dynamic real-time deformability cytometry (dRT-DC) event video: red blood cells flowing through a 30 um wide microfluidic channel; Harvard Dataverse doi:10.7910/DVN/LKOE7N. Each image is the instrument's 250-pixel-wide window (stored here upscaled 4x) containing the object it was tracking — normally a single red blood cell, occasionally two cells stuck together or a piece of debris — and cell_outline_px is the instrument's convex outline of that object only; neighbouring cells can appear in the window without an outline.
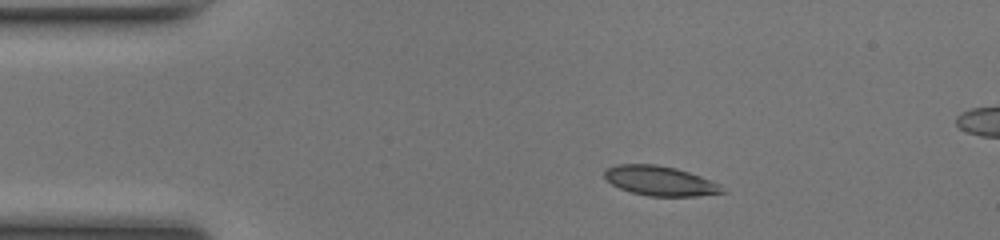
{"species": "common noctule bat (a hibernating species)", "species_latin": "Nyctalus noctula", "temperature_condition": "room temperature", "stored_images_in_passage": 49, "segment_of_instrument_passage": [1, 2], "camera_frame_rate_fps": 3000, "um_per_image_px": 0.085, "animal": {"sex": "female", "body_mass_g": 17.0, "forearm_length_mm": 48.0}, "frame": {"image": 1, "passage_image": 7, "time_ms": 2.0, "image_size_px": [1000, 240], "cell_outline_px": [[728, 192], [696, 196], [648, 196], [632, 192], [620, 188], [612, 184], [604, 176], [604, 172], [608, 168], [616, 164], [656, 164], [676, 168], [700, 176], [720, 184]], "centroid_in_image_um": [56.13, 15.37], "position_along_channel_um": 28.9, "area_um2": 20.29}}
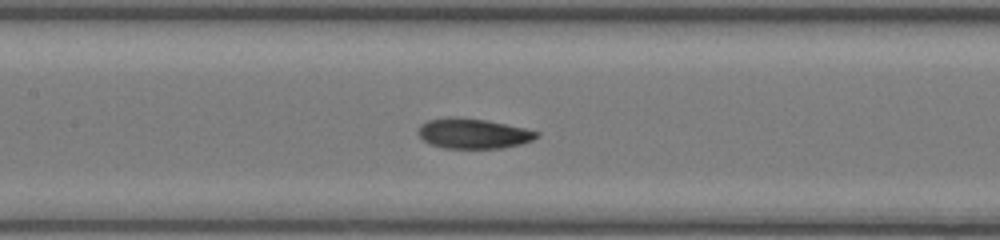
{"frame": {"image": 2, "passage_image": 21, "time_ms": 6.667, "image_size_px": [1000, 240], "cell_outline_px": [[540, 136], [532, 140], [520, 144], [504, 148], [444, 148], [432, 144], [424, 140], [416, 132], [420, 124], [428, 120], [452, 116], [488, 120], [524, 128], [540, 132]], "centroid_in_image_um": [40.23, 11.34], "position_along_channel_um": 167.2, "area_um2": 20.87}}
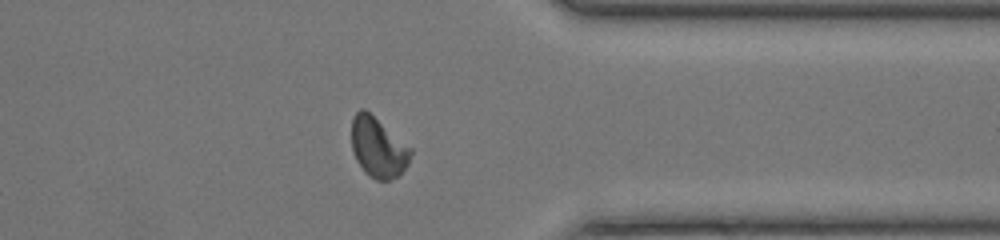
{"frame": {"image": 3, "passage_image": 37, "time_ms": 12.0, "image_size_px": [1000, 240], "cell_outline_px": [[412, 152], [408, 164], [396, 176], [388, 180], [376, 180], [364, 172], [356, 160], [352, 148], [352, 120], [356, 112], [360, 108], [364, 108], [412, 148]], "centroid_in_image_um": [32.13, 12.53], "position_along_channel_um": 379.3, "area_um2": 20.46}}